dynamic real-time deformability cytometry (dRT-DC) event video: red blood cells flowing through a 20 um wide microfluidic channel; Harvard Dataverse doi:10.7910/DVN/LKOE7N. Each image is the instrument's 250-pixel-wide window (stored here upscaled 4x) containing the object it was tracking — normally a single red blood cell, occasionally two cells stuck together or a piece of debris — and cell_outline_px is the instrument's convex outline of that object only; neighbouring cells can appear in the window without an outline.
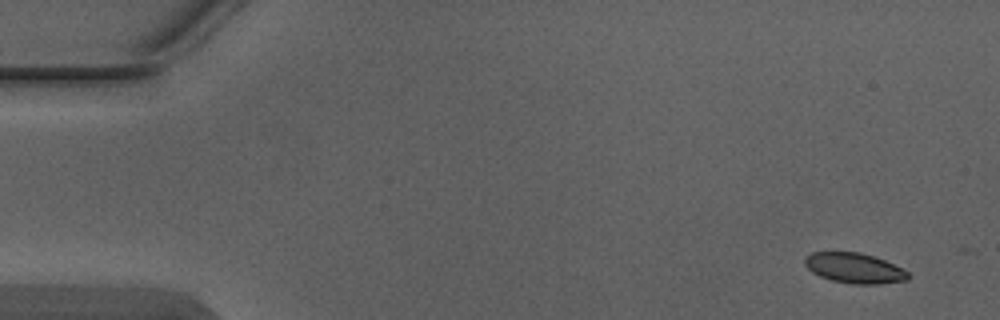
{"species": "Egyptian fruit bat (a non-hibernating species)", "species_latin": "Rousettus aegyptiacus", "temperature_condition": "warm", "stored_images_in_passage": 5, "camera_frame_rate_fps": 3000, "um_per_image_px": 0.085, "animal": {"sex": "male"}, "frame": {"image": 1, "passage_image": 1, "time_ms": 0.0, "image_size_px": [1000, 320], "cell_outline_px": [[908, 280], [880, 284], [852, 284], [832, 280], [820, 276], [812, 272], [804, 264], [804, 256], [812, 252], [860, 252], [884, 260], [904, 268], [908, 272]], "centroid_in_image_um": [72.62, 22.79], "position_along_channel_um": 12.4, "area_um2": 18.26}}
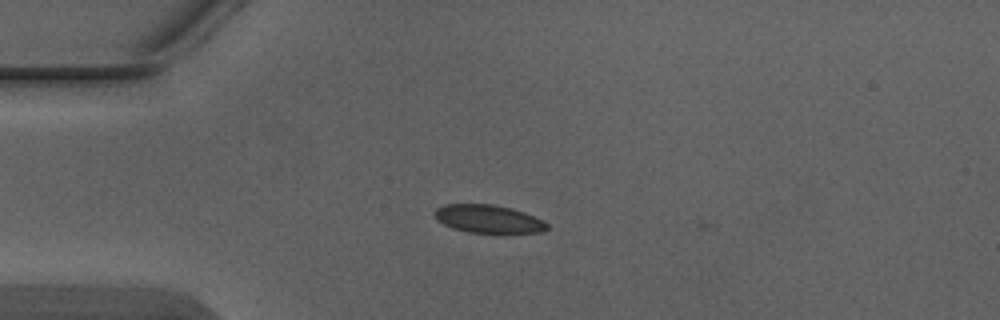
{"frame": {"image": 2, "passage_image": 4, "time_ms": 1.0, "image_size_px": [1000, 320], "cell_outline_px": [[548, 228], [540, 232], [468, 232], [452, 228], [444, 224], [432, 212], [436, 208], [444, 204], [492, 204], [524, 212], [548, 224]], "centroid_in_image_um": [41.45, 18.59], "position_along_channel_um": 43.5, "area_um2": 17.92}}
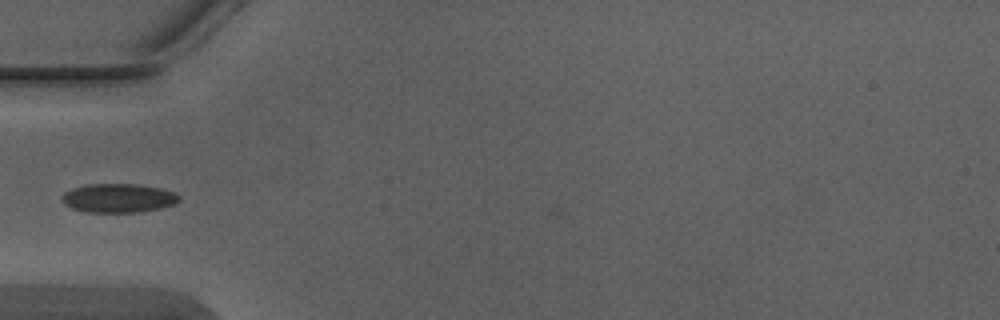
{"frame": {"image": 3, "passage_image": 5, "time_ms": 1.333, "image_size_px": [1000, 320], "cell_outline_px": [[180, 200], [176, 204], [160, 208], [140, 212], [88, 212], [72, 208], [64, 204], [60, 196], [64, 192], [72, 188], [84, 184], [136, 184], [160, 188], [176, 192], [180, 196]], "centroid_in_image_um": [10.07, 16.83], "position_along_channel_um": 74.9, "area_um2": 19.94}}